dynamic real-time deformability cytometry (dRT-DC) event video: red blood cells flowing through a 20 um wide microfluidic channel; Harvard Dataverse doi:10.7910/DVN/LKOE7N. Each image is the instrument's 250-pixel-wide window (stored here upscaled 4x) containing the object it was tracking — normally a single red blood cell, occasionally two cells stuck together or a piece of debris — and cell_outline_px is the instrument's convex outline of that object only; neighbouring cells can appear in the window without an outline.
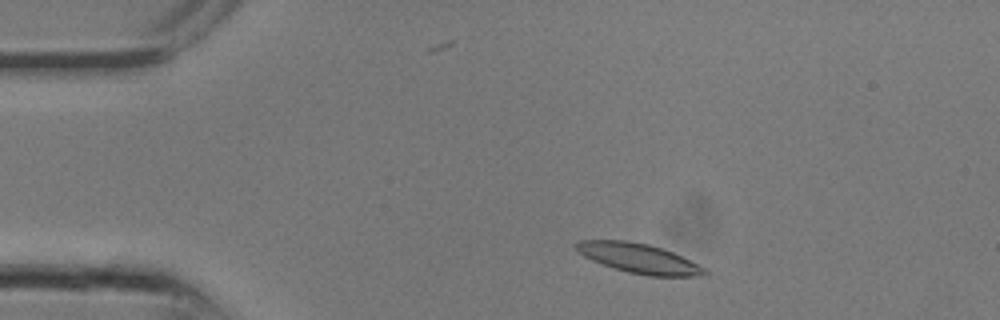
{"species": "common noctule bat (a hibernating species)", "species_latin": "Nyctalus noctula", "temperature_condition": "room temperature", "stored_images_in_passage": 10, "camera_frame_rate_fps": 3000, "um_per_image_px": 0.085, "animal": {"sex": "male", "body_mass_g": 13.3}, "frame": {"image": 1, "passage_image": 2, "time_ms": 0.333, "image_size_px": [1000, 320], "cell_outline_px": [[708, 272], [704, 276], [648, 276], [628, 272], [592, 260], [576, 252], [572, 244], [580, 240], [624, 240], [648, 244], [672, 252], [708, 268]], "centroid_in_image_um": [54.3, 21.95], "position_along_channel_um": 30.7, "area_um2": 22.25}}
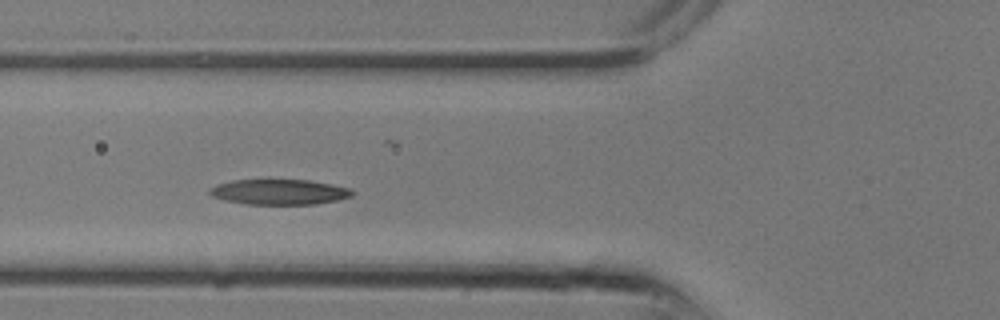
{"frame": {"image": 2, "passage_image": 7, "time_ms": 2.0, "image_size_px": [1000, 320], "cell_outline_px": [[352, 196], [340, 200], [316, 204], [244, 204], [212, 196], [208, 192], [208, 188], [216, 184], [232, 180], [268, 176], [308, 180], [332, 184], [352, 188]], "centroid_in_image_um": [23.71, 16.26], "position_along_channel_um": 102.1, "area_um2": 22.2}}
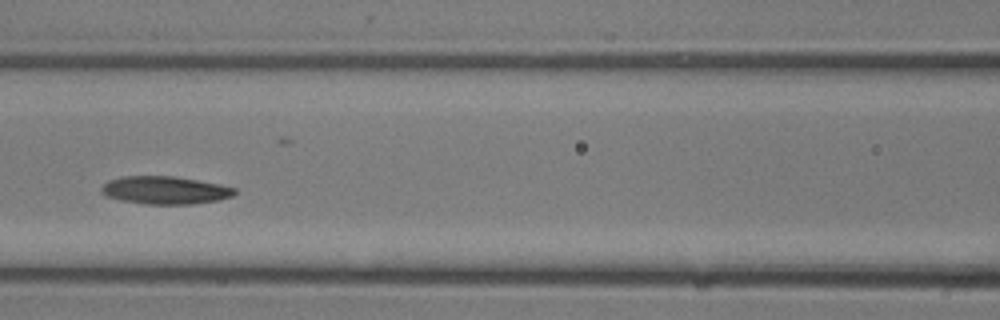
{"frame": {"image": 3, "passage_image": 9, "time_ms": 2.667, "image_size_px": [1000, 320], "cell_outline_px": [[236, 192], [232, 196], [216, 200], [192, 204], [144, 204], [124, 200], [108, 196], [100, 192], [100, 188], [108, 180], [120, 176], [176, 176], [220, 184], [236, 188]], "centroid_in_image_um": [14.02, 16.15], "position_along_channel_um": 152.6, "area_um2": 21.56}}